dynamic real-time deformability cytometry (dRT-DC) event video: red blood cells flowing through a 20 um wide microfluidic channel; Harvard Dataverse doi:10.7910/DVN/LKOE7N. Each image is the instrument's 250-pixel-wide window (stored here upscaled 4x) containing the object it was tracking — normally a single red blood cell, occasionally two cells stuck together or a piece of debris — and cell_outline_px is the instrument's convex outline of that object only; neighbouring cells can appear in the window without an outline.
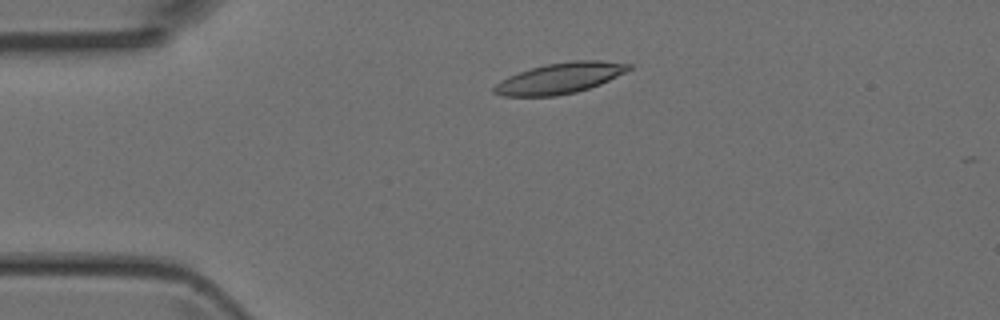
{"species": "Egyptian fruit bat (a non-hibernating species)", "species_latin": "Rousettus aegyptiacus", "temperature_condition": "room temperature", "stored_images_in_passage": 44, "camera_frame_rate_fps": 3000, "um_per_image_px": 0.085, "animal": {"sex": "female"}, "frame": {"image": 1, "passage_image": 8, "time_ms": 2.333, "image_size_px": [1000, 320], "cell_outline_px": [[632, 68], [600, 84], [576, 92], [556, 96], [500, 96], [492, 92], [492, 88], [500, 80], [508, 76], [544, 64], [572, 60], [600, 60], [632, 64]], "centroid_in_image_um": [47.55, 6.64], "position_along_channel_um": 37.4, "area_um2": 24.1}}
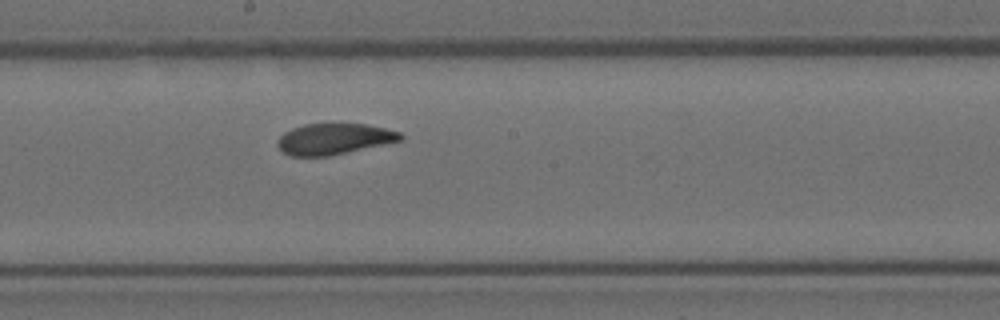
{"frame": {"image": 2, "passage_image": 23, "time_ms": 7.333, "image_size_px": [1000, 320], "cell_outline_px": [[404, 140], [328, 156], [288, 156], [276, 144], [276, 140], [284, 132], [292, 128], [304, 124], [364, 124], [384, 128], [400, 132], [404, 136]], "centroid_in_image_um": [28.38, 11.81], "position_along_channel_um": 219.8, "area_um2": 22.2}}
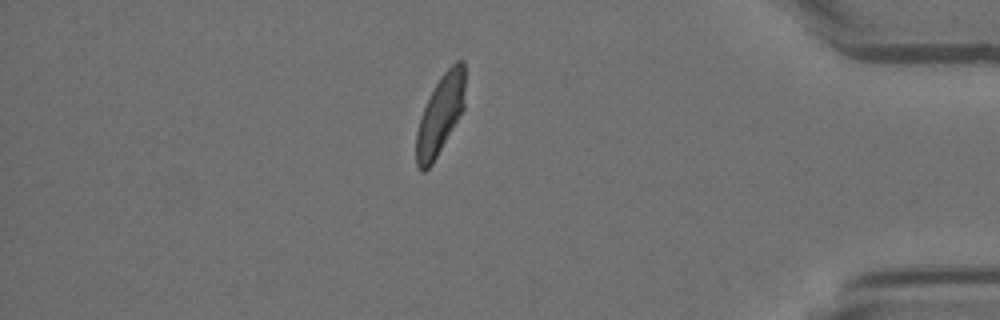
{"frame": {"image": 3, "passage_image": 38, "time_ms": 12.333, "image_size_px": [1000, 320], "cell_outline_px": [[464, 108], [432, 164], [424, 172], [420, 172], [416, 164], [416, 132], [424, 108], [440, 76], [456, 60], [464, 60]], "centroid_in_image_um": [37.41, 9.76], "position_along_channel_um": 397.8, "area_um2": 22.08}}